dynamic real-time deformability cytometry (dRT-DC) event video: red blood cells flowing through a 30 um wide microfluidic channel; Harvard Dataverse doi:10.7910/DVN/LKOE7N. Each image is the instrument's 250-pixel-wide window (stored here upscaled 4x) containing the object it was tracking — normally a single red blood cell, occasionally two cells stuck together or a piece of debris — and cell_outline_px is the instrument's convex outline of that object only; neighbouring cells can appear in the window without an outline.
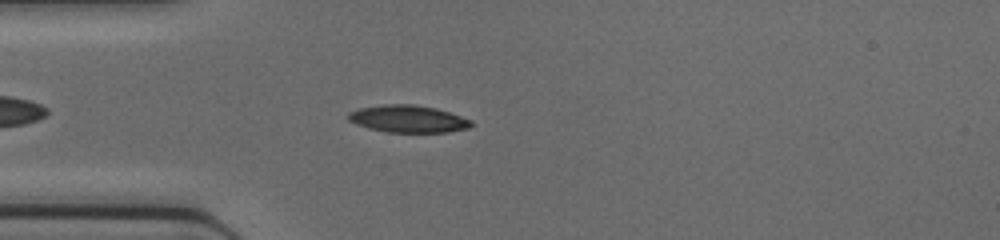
{"species": "common noctule bat (a hibernating species)", "species_latin": "Nyctalus noctula", "temperature_condition": "cold", "stored_images_in_passage": 37, "camera_frame_rate_fps": 3000, "um_per_image_px": 0.085, "animal": {"sex": "female", "body_mass_g": 17.0, "forearm_length_mm": 48.0}, "frame": {"image": 1, "passage_image": 6, "time_ms": 1.667, "image_size_px": [1000, 240], "cell_outline_px": [[472, 124], [468, 128], [448, 132], [388, 132], [368, 128], [356, 124], [348, 120], [348, 112], [360, 108], [384, 104], [412, 104], [436, 108], [472, 120]], "centroid_in_image_um": [34.67, 10.1], "position_along_channel_um": 50.3, "area_um2": 19.42}}
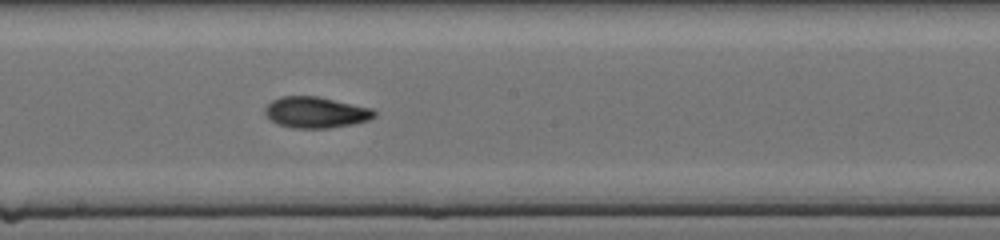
{"frame": {"image": 2, "passage_image": 18, "time_ms": 5.667, "image_size_px": [1000, 240], "cell_outline_px": [[376, 116], [368, 120], [352, 124], [328, 128], [292, 128], [276, 124], [264, 112], [264, 108], [272, 100], [280, 96], [316, 96], [372, 108], [376, 112]], "centroid_in_image_um": [26.83, 9.55], "position_along_channel_um": 221.4, "area_um2": 19.77}}
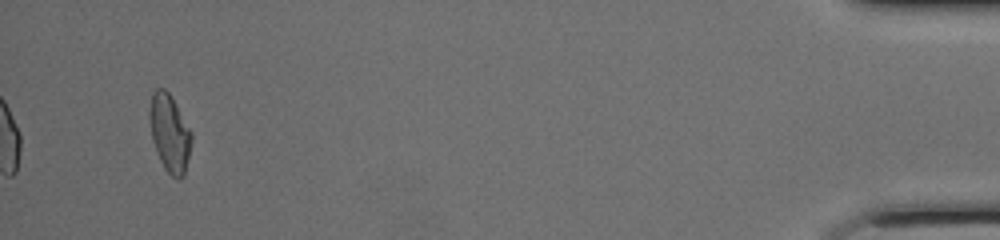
{"frame": {"image": 3, "passage_image": 37, "time_ms": 12.0, "image_size_px": [1000, 240], "cell_outline_px": [[192, 140], [184, 176], [180, 180], [176, 180], [164, 168], [156, 152], [152, 140], [148, 120], [148, 112], [152, 92], [156, 88], [164, 88], [168, 92], [192, 132]], "centroid_in_image_um": [14.39, 11.33], "position_along_channel_um": 420.8, "area_um2": 19.13}}